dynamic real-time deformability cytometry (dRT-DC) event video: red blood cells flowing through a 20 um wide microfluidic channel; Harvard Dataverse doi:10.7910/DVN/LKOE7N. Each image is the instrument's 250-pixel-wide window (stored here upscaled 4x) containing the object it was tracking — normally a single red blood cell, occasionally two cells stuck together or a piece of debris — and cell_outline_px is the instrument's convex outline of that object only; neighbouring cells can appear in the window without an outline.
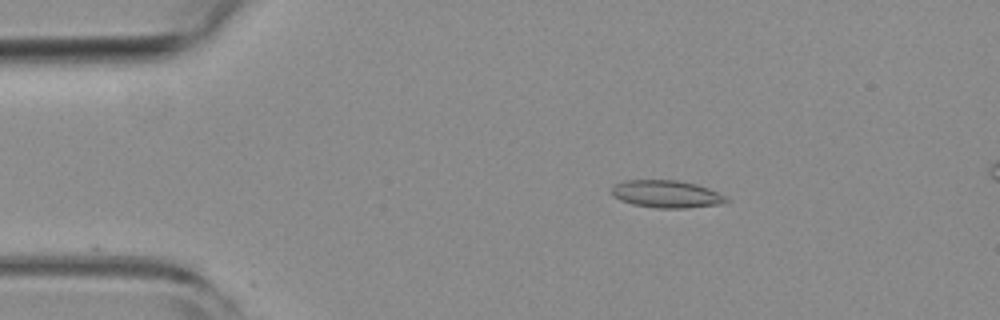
{"species": "common noctule bat (a hibernating species)", "species_latin": "Nyctalus noctula", "temperature_condition": "room temperature", "stored_images_in_passage": 5, "camera_frame_rate_fps": 3000, "um_per_image_px": 0.085, "animal": {"sex": "female", "body_mass_g": 19.3, "forearm_length_mm": 54.1}, "frame": {"image": 1, "passage_image": 1, "time_ms": 0.0, "image_size_px": [1000, 320], "cell_outline_px": [[728, 200], [724, 204], [688, 208], [656, 208], [632, 204], [620, 200], [612, 192], [612, 184], [624, 180], [676, 180], [696, 184], [708, 188], [724, 196]], "centroid_in_image_um": [56.64, 16.49], "position_along_channel_um": 28.4, "area_um2": 18.32}}